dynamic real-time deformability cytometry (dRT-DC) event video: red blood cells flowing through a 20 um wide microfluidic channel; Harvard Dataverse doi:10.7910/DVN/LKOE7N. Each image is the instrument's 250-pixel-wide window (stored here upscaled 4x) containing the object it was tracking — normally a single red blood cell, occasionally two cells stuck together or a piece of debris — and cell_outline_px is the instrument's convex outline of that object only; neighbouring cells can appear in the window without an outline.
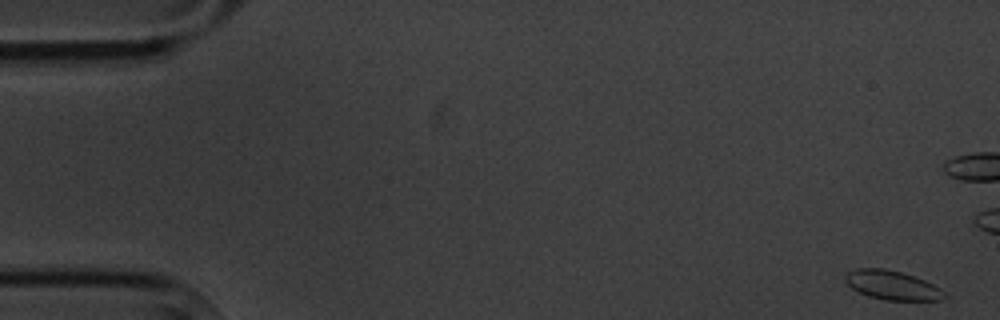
{"species": "common noctule bat (a hibernating species)", "species_latin": "Nyctalus noctula", "temperature_condition": "cold", "stored_images_in_passage": 4, "camera_frame_rate_fps": 3000, "um_per_image_px": 0.085, "animal": {"sex": "male", "body_mass_g": 20.1, "forearm_length_mm": 53.5}, "frame": {"image": 1, "passage_image": 1, "time_ms": 0.0, "image_size_px": [1000, 320], "cell_outline_px": [[948, 296], [940, 300], [884, 300], [868, 296], [852, 288], [844, 280], [844, 276], [848, 272], [856, 268], [884, 268], [900, 272], [924, 280], [940, 288]], "centroid_in_image_um": [75.82, 24.24], "position_along_channel_um": 9.2, "area_um2": 16.7}}